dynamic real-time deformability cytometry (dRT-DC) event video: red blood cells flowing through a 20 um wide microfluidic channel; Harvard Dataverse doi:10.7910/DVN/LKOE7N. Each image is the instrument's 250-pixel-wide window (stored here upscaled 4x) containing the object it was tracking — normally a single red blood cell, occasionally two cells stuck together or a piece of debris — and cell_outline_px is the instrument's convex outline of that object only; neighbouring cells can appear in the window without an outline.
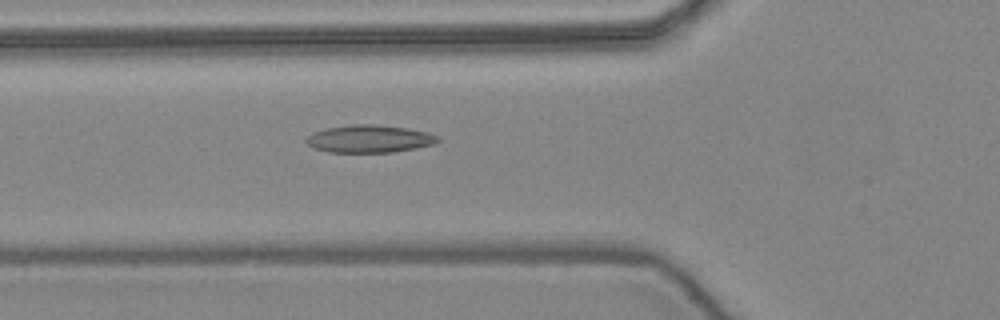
{"species": "common noctule bat (a hibernating species)", "species_latin": "Nyctalus noctula", "temperature_condition": "warm", "stored_images_in_passage": 45, "camera_frame_rate_fps": 3000, "um_per_image_px": 0.085, "animal": {"sex": "female", "body_mass_g": 24.6, "forearm_length_mm": 56.2}, "frame": {"image": 1, "passage_image": 12, "time_ms": 3.667, "image_size_px": [1000, 320], "cell_outline_px": [[440, 140], [432, 144], [416, 148], [392, 152], [328, 152], [312, 148], [304, 140], [312, 132], [324, 128], [352, 124], [376, 124], [408, 128], [428, 132], [436, 136]], "centroid_in_image_um": [31.34, 11.79], "position_along_channel_um": 94.5, "area_um2": 21.27}}
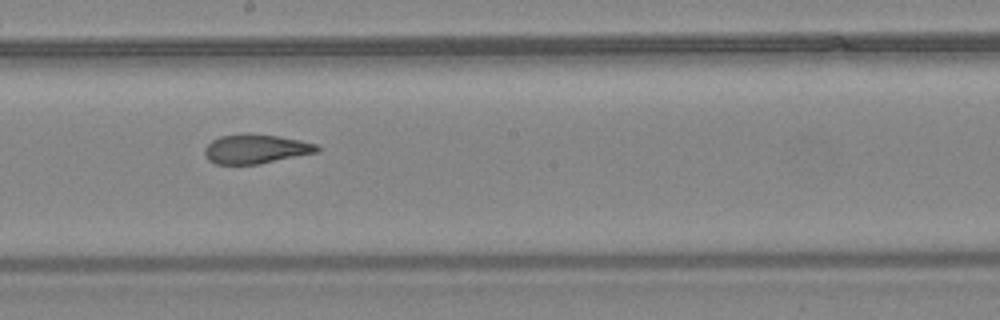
{"frame": {"image": 2, "passage_image": 22, "time_ms": 7.0, "image_size_px": [1000, 320], "cell_outline_px": [[320, 152], [260, 164], [216, 164], [208, 160], [204, 156], [204, 148], [212, 140], [220, 136], [280, 136], [300, 140], [316, 144], [320, 148]], "centroid_in_image_um": [21.77, 12.71], "position_along_channel_um": 226.4, "area_um2": 18.73}}
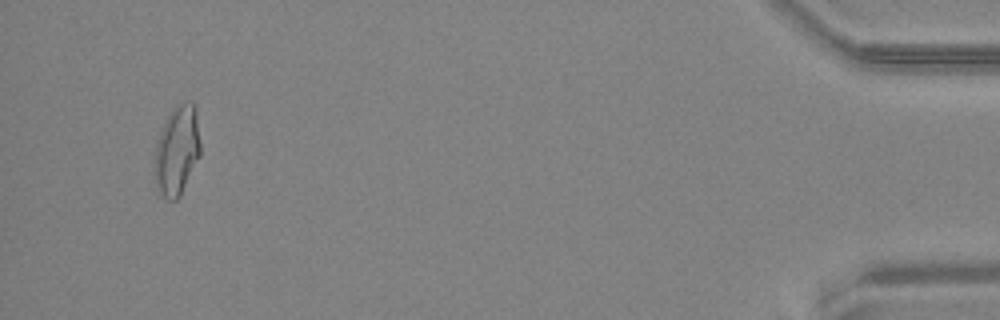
{"frame": {"image": 3, "passage_image": 43, "time_ms": 14.0, "image_size_px": [1000, 320], "cell_outline_px": [[200, 156], [180, 196], [176, 200], [168, 200], [156, 188], [156, 144], [160, 132], [172, 108], [176, 104], [192, 100], [196, 108], [200, 144]], "centroid_in_image_um": [15.08, 12.76], "position_along_channel_um": 420.1, "area_um2": 23.64}, "authors_computed_cell_mechanics": {"area_um2": 20.5768, "velocity_mm_per_s": 3.9375, "shape_relaxation_time_tau1_ms": null, "shape_relaxation_time_tau2_ms": 2.1267, "deformation_change_tau1": null, "deformation_change_tau2": 0.0971}}